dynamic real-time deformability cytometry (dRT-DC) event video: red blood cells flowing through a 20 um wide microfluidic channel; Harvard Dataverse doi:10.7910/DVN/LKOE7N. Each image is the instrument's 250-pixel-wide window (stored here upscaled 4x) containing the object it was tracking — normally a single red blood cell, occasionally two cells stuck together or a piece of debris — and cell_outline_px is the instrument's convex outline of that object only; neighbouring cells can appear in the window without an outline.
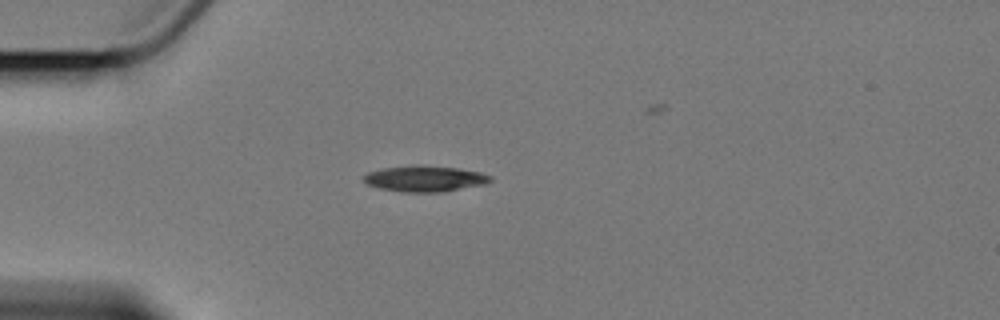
{"species": "Egyptian fruit bat (a non-hibernating species)", "species_latin": "Rousettus aegyptiacus", "temperature_condition": "cold", "stored_images_in_passage": 2, "camera_frame_rate_fps": 3000, "um_per_image_px": 0.085, "animal": {"sex": "female"}, "frame": {"image": 1, "passage_image": 1, "time_ms": 0.0, "image_size_px": [1000, 320], "cell_outline_px": [[492, 180], [484, 184], [440, 192], [404, 192], [380, 188], [368, 184], [364, 180], [364, 176], [368, 172], [384, 168], [460, 168], [480, 172], [492, 176]], "centroid_in_image_um": [36.16, 15.23], "position_along_channel_um": 48.8, "area_um2": 17.98}}